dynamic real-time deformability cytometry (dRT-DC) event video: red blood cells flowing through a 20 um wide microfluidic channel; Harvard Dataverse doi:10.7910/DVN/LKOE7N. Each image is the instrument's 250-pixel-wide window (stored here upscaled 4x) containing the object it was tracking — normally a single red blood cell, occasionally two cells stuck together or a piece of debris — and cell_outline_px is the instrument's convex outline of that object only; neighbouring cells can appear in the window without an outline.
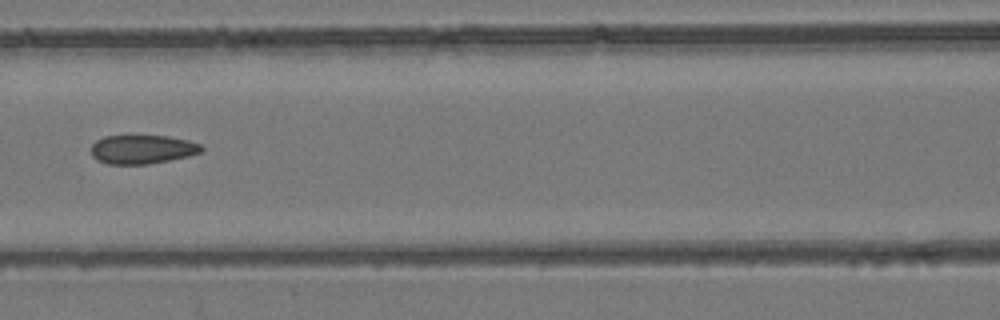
{"species": "common noctule bat (a hibernating species)", "species_latin": "Nyctalus noctula", "temperature_condition": "room temperature", "stored_images_in_passage": 7, "camera_frame_rate_fps": 3000, "um_per_image_px": 0.085, "animal": {"sex": "female", "body_mass_g": 24.6, "forearm_length_mm": 56.2}, "frame": {"image": 1, "passage_image": 7, "time_ms": 2.0, "image_size_px": [1000, 320], "cell_outline_px": [[204, 148], [200, 152], [188, 156], [148, 164], [108, 164], [96, 160], [92, 156], [92, 144], [96, 140], [104, 136], [168, 136], [188, 140], [200, 144]], "centroid_in_image_um": [12.08, 12.69], "position_along_channel_um": 154.5, "area_um2": 18.5}}